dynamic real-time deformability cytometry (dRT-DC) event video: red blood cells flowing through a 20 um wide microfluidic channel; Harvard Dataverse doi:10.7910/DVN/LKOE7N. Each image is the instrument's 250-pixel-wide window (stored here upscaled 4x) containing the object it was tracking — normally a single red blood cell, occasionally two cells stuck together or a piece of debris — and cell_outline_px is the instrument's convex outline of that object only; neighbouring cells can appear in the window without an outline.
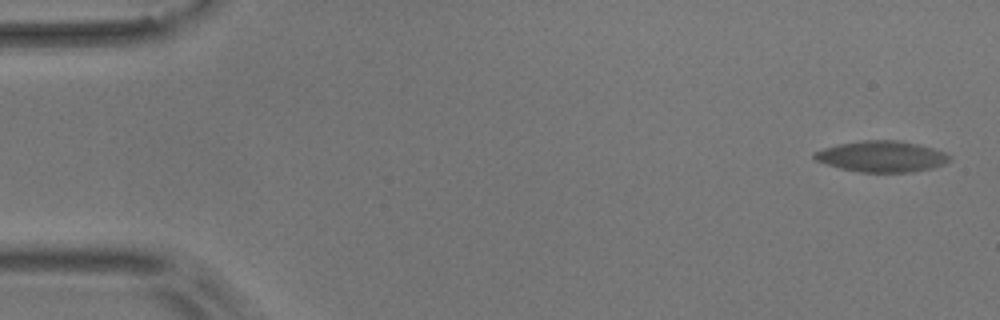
{"species": "common noctule bat (a hibernating species)", "species_latin": "Nyctalus noctula", "temperature_condition": "room temperature", "stored_images_in_passage": 8, "camera_frame_rate_fps": 3000, "um_per_image_px": 0.085, "animal": {"sex": "male", "body_mass_g": 17.9}, "frame": {"image": 1, "passage_image": 1, "time_ms": 0.0, "image_size_px": [1000, 320], "cell_outline_px": [[952, 160], [944, 164], [932, 168], [912, 172], [860, 172], [840, 168], [816, 160], [812, 156], [812, 152], [824, 148], [840, 144], [864, 140], [896, 140], [916, 144], [932, 148], [944, 152], [952, 156]], "centroid_in_image_um": [74.96, 13.3], "position_along_channel_um": 10.0, "area_um2": 24.33}}
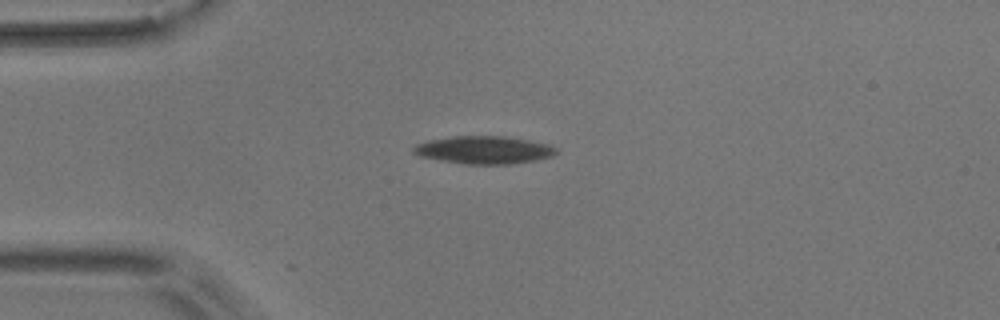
{"frame": {"image": 2, "passage_image": 4, "time_ms": 4.333, "image_size_px": [1000, 320], "cell_outline_px": [[556, 152], [552, 156], [536, 160], [512, 164], [464, 164], [420, 156], [412, 152], [412, 148], [416, 144], [428, 140], [452, 136], [504, 136], [528, 140], [548, 144], [556, 148]], "centroid_in_image_um": [41.12, 12.74], "position_along_channel_um": 43.9, "area_um2": 23.0}}
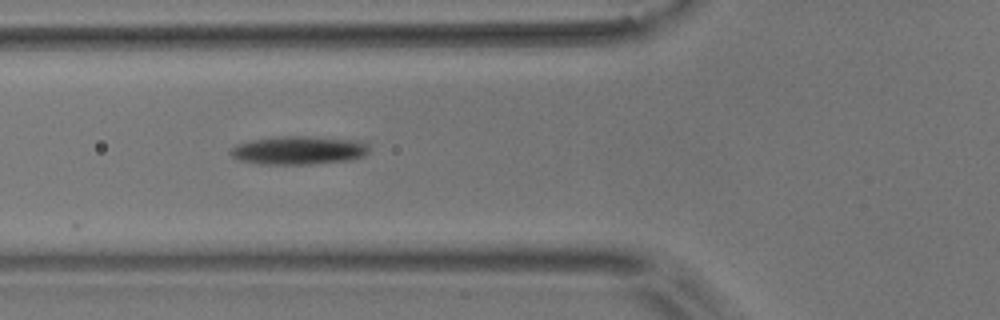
{"frame": {"image": 3, "passage_image": 6, "time_ms": 6.667, "image_size_px": [1000, 320], "cell_outline_px": [[368, 152], [364, 156], [352, 160], [312, 164], [260, 164], [240, 160], [232, 156], [228, 152], [228, 148], [236, 144], [252, 140], [284, 136], [308, 136], [364, 140], [368, 144]], "centroid_in_image_um": [25.42, 12.77], "position_along_channel_um": 100.4, "area_um2": 23.29}}